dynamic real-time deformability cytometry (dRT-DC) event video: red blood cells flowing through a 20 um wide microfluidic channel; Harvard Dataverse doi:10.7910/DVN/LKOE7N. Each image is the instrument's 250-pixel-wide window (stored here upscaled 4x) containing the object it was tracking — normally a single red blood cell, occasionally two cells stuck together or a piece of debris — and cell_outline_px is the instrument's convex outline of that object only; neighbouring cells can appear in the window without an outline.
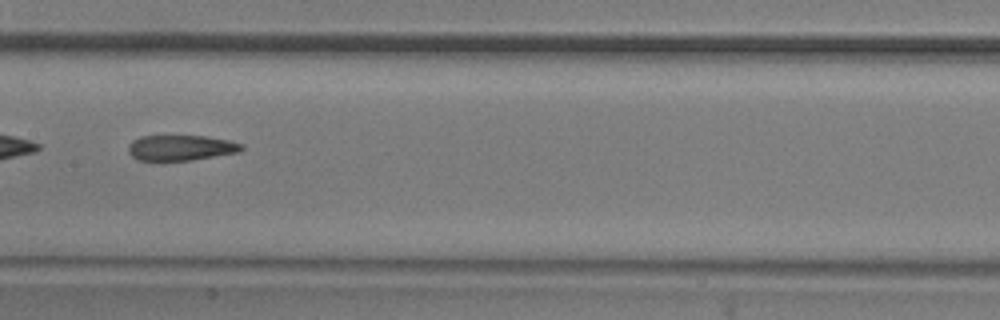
{"species": "common noctule bat (a hibernating species)", "species_latin": "Nyctalus noctula", "temperature_condition": "room temperature", "stored_images_in_passage": 35, "camera_frame_rate_fps": 3000, "um_per_image_px": 0.085, "animal": {"sex": "male", "body_mass_g": 20.5, "forearm_length_mm": 52.5}, "frame": {"image": 1, "passage_image": 11, "time_ms": 3.333, "image_size_px": [1000, 320], "cell_outline_px": [[244, 148], [240, 152], [192, 160], [164, 164], [140, 160], [132, 156], [128, 152], [128, 144], [132, 140], [140, 136], [208, 136], [228, 140], [244, 144]], "centroid_in_image_um": [15.33, 12.6], "position_along_channel_um": 192.1, "area_um2": 17.63}, "authors_computed_cell_mechanics": {"area_um2": 17.8602, "velocity_mm_per_s": 3.6203, "shape_relaxation_time_tau1_ms": 8.9171, "shape_relaxation_time_tau2_ms": 3.3396, "deformation_change_tau1": 0.203, "deformation_change_tau2": 0.1206}}